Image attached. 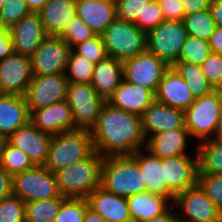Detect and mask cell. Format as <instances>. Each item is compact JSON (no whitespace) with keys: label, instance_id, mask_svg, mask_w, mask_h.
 I'll use <instances>...</instances> for the list:
<instances>
[{"label":"cell","instance_id":"obj_28","mask_svg":"<svg viewBox=\"0 0 222 222\" xmlns=\"http://www.w3.org/2000/svg\"><path fill=\"white\" fill-rule=\"evenodd\" d=\"M30 121V113L22 95L0 94V133L9 137Z\"/></svg>","mask_w":222,"mask_h":222},{"label":"cell","instance_id":"obj_1","mask_svg":"<svg viewBox=\"0 0 222 222\" xmlns=\"http://www.w3.org/2000/svg\"><path fill=\"white\" fill-rule=\"evenodd\" d=\"M90 134L94 150L102 157L132 156L146 146L141 116L116 108L107 101Z\"/></svg>","mask_w":222,"mask_h":222},{"label":"cell","instance_id":"obj_13","mask_svg":"<svg viewBox=\"0 0 222 222\" xmlns=\"http://www.w3.org/2000/svg\"><path fill=\"white\" fill-rule=\"evenodd\" d=\"M172 205L187 216L178 218L179 222H222V213L198 185L177 193Z\"/></svg>","mask_w":222,"mask_h":222},{"label":"cell","instance_id":"obj_40","mask_svg":"<svg viewBox=\"0 0 222 222\" xmlns=\"http://www.w3.org/2000/svg\"><path fill=\"white\" fill-rule=\"evenodd\" d=\"M0 222H26L25 202L14 194L1 200Z\"/></svg>","mask_w":222,"mask_h":222},{"label":"cell","instance_id":"obj_53","mask_svg":"<svg viewBox=\"0 0 222 222\" xmlns=\"http://www.w3.org/2000/svg\"><path fill=\"white\" fill-rule=\"evenodd\" d=\"M83 222H107L100 214L95 213L90 208L86 210Z\"/></svg>","mask_w":222,"mask_h":222},{"label":"cell","instance_id":"obj_18","mask_svg":"<svg viewBox=\"0 0 222 222\" xmlns=\"http://www.w3.org/2000/svg\"><path fill=\"white\" fill-rule=\"evenodd\" d=\"M30 122L52 136L76 130L72 110L66 101L34 110Z\"/></svg>","mask_w":222,"mask_h":222},{"label":"cell","instance_id":"obj_48","mask_svg":"<svg viewBox=\"0 0 222 222\" xmlns=\"http://www.w3.org/2000/svg\"><path fill=\"white\" fill-rule=\"evenodd\" d=\"M13 51V41L10 29H5L0 32V61L11 56Z\"/></svg>","mask_w":222,"mask_h":222},{"label":"cell","instance_id":"obj_11","mask_svg":"<svg viewBox=\"0 0 222 222\" xmlns=\"http://www.w3.org/2000/svg\"><path fill=\"white\" fill-rule=\"evenodd\" d=\"M71 48L56 35H47L31 58L33 75L64 74Z\"/></svg>","mask_w":222,"mask_h":222},{"label":"cell","instance_id":"obj_42","mask_svg":"<svg viewBox=\"0 0 222 222\" xmlns=\"http://www.w3.org/2000/svg\"><path fill=\"white\" fill-rule=\"evenodd\" d=\"M163 21L164 18L158 0H151L145 4L141 12V17H137L133 23L147 34Z\"/></svg>","mask_w":222,"mask_h":222},{"label":"cell","instance_id":"obj_34","mask_svg":"<svg viewBox=\"0 0 222 222\" xmlns=\"http://www.w3.org/2000/svg\"><path fill=\"white\" fill-rule=\"evenodd\" d=\"M96 64L86 57L70 51L65 71L69 83H90Z\"/></svg>","mask_w":222,"mask_h":222},{"label":"cell","instance_id":"obj_45","mask_svg":"<svg viewBox=\"0 0 222 222\" xmlns=\"http://www.w3.org/2000/svg\"><path fill=\"white\" fill-rule=\"evenodd\" d=\"M151 0H117V18L134 22L137 17H141V12L146 3Z\"/></svg>","mask_w":222,"mask_h":222},{"label":"cell","instance_id":"obj_36","mask_svg":"<svg viewBox=\"0 0 222 222\" xmlns=\"http://www.w3.org/2000/svg\"><path fill=\"white\" fill-rule=\"evenodd\" d=\"M0 165L12 176L33 168L35 165L23 151L7 142Z\"/></svg>","mask_w":222,"mask_h":222},{"label":"cell","instance_id":"obj_56","mask_svg":"<svg viewBox=\"0 0 222 222\" xmlns=\"http://www.w3.org/2000/svg\"><path fill=\"white\" fill-rule=\"evenodd\" d=\"M216 137L222 138V104H221L220 118L217 127Z\"/></svg>","mask_w":222,"mask_h":222},{"label":"cell","instance_id":"obj_21","mask_svg":"<svg viewBox=\"0 0 222 222\" xmlns=\"http://www.w3.org/2000/svg\"><path fill=\"white\" fill-rule=\"evenodd\" d=\"M155 100L185 111L195 101V98L184 79L170 66L158 85Z\"/></svg>","mask_w":222,"mask_h":222},{"label":"cell","instance_id":"obj_16","mask_svg":"<svg viewBox=\"0 0 222 222\" xmlns=\"http://www.w3.org/2000/svg\"><path fill=\"white\" fill-rule=\"evenodd\" d=\"M13 51L31 57L47 34L38 12H30L10 28Z\"/></svg>","mask_w":222,"mask_h":222},{"label":"cell","instance_id":"obj_20","mask_svg":"<svg viewBox=\"0 0 222 222\" xmlns=\"http://www.w3.org/2000/svg\"><path fill=\"white\" fill-rule=\"evenodd\" d=\"M86 200L88 207L107 222H133L126 197L113 194L100 186Z\"/></svg>","mask_w":222,"mask_h":222},{"label":"cell","instance_id":"obj_2","mask_svg":"<svg viewBox=\"0 0 222 222\" xmlns=\"http://www.w3.org/2000/svg\"><path fill=\"white\" fill-rule=\"evenodd\" d=\"M103 157L94 150L88 157L54 172L60 194L65 198L86 199L101 186Z\"/></svg>","mask_w":222,"mask_h":222},{"label":"cell","instance_id":"obj_8","mask_svg":"<svg viewBox=\"0 0 222 222\" xmlns=\"http://www.w3.org/2000/svg\"><path fill=\"white\" fill-rule=\"evenodd\" d=\"M13 194L24 202L53 197L60 194L55 174L45 166L35 165L29 170L13 175Z\"/></svg>","mask_w":222,"mask_h":222},{"label":"cell","instance_id":"obj_14","mask_svg":"<svg viewBox=\"0 0 222 222\" xmlns=\"http://www.w3.org/2000/svg\"><path fill=\"white\" fill-rule=\"evenodd\" d=\"M32 77L31 58L13 53L0 61V94L24 96Z\"/></svg>","mask_w":222,"mask_h":222},{"label":"cell","instance_id":"obj_33","mask_svg":"<svg viewBox=\"0 0 222 222\" xmlns=\"http://www.w3.org/2000/svg\"><path fill=\"white\" fill-rule=\"evenodd\" d=\"M187 34L209 41L216 27L209 9L187 14L183 20Z\"/></svg>","mask_w":222,"mask_h":222},{"label":"cell","instance_id":"obj_47","mask_svg":"<svg viewBox=\"0 0 222 222\" xmlns=\"http://www.w3.org/2000/svg\"><path fill=\"white\" fill-rule=\"evenodd\" d=\"M13 176L0 165V201L13 194Z\"/></svg>","mask_w":222,"mask_h":222},{"label":"cell","instance_id":"obj_51","mask_svg":"<svg viewBox=\"0 0 222 222\" xmlns=\"http://www.w3.org/2000/svg\"><path fill=\"white\" fill-rule=\"evenodd\" d=\"M209 11L215 25L222 27V0H211Z\"/></svg>","mask_w":222,"mask_h":222},{"label":"cell","instance_id":"obj_31","mask_svg":"<svg viewBox=\"0 0 222 222\" xmlns=\"http://www.w3.org/2000/svg\"><path fill=\"white\" fill-rule=\"evenodd\" d=\"M172 67L187 83V86L195 99L214 90L208 83L201 65L189 62H176Z\"/></svg>","mask_w":222,"mask_h":222},{"label":"cell","instance_id":"obj_15","mask_svg":"<svg viewBox=\"0 0 222 222\" xmlns=\"http://www.w3.org/2000/svg\"><path fill=\"white\" fill-rule=\"evenodd\" d=\"M52 137V135L37 129L29 121L12 133L8 137V142L27 154L34 165L44 166Z\"/></svg>","mask_w":222,"mask_h":222},{"label":"cell","instance_id":"obj_38","mask_svg":"<svg viewBox=\"0 0 222 222\" xmlns=\"http://www.w3.org/2000/svg\"><path fill=\"white\" fill-rule=\"evenodd\" d=\"M88 208L84 198H65L54 222H83Z\"/></svg>","mask_w":222,"mask_h":222},{"label":"cell","instance_id":"obj_49","mask_svg":"<svg viewBox=\"0 0 222 222\" xmlns=\"http://www.w3.org/2000/svg\"><path fill=\"white\" fill-rule=\"evenodd\" d=\"M185 15L209 9L211 0H181Z\"/></svg>","mask_w":222,"mask_h":222},{"label":"cell","instance_id":"obj_12","mask_svg":"<svg viewBox=\"0 0 222 222\" xmlns=\"http://www.w3.org/2000/svg\"><path fill=\"white\" fill-rule=\"evenodd\" d=\"M169 68L166 62L146 51L123 61V78L131 84L146 87L155 93Z\"/></svg>","mask_w":222,"mask_h":222},{"label":"cell","instance_id":"obj_52","mask_svg":"<svg viewBox=\"0 0 222 222\" xmlns=\"http://www.w3.org/2000/svg\"><path fill=\"white\" fill-rule=\"evenodd\" d=\"M170 209L171 207L163 214L143 222H179V216H177L178 214H174Z\"/></svg>","mask_w":222,"mask_h":222},{"label":"cell","instance_id":"obj_26","mask_svg":"<svg viewBox=\"0 0 222 222\" xmlns=\"http://www.w3.org/2000/svg\"><path fill=\"white\" fill-rule=\"evenodd\" d=\"M123 79V62L107 56L96 64L90 84L107 101Z\"/></svg>","mask_w":222,"mask_h":222},{"label":"cell","instance_id":"obj_25","mask_svg":"<svg viewBox=\"0 0 222 222\" xmlns=\"http://www.w3.org/2000/svg\"><path fill=\"white\" fill-rule=\"evenodd\" d=\"M189 136L187 128H174L150 136L144 147L161 159L186 155Z\"/></svg>","mask_w":222,"mask_h":222},{"label":"cell","instance_id":"obj_50","mask_svg":"<svg viewBox=\"0 0 222 222\" xmlns=\"http://www.w3.org/2000/svg\"><path fill=\"white\" fill-rule=\"evenodd\" d=\"M209 45L211 53L222 54V27L216 26L214 32L210 36Z\"/></svg>","mask_w":222,"mask_h":222},{"label":"cell","instance_id":"obj_10","mask_svg":"<svg viewBox=\"0 0 222 222\" xmlns=\"http://www.w3.org/2000/svg\"><path fill=\"white\" fill-rule=\"evenodd\" d=\"M69 81L64 74L33 75L24 94L29 113L66 101Z\"/></svg>","mask_w":222,"mask_h":222},{"label":"cell","instance_id":"obj_46","mask_svg":"<svg viewBox=\"0 0 222 222\" xmlns=\"http://www.w3.org/2000/svg\"><path fill=\"white\" fill-rule=\"evenodd\" d=\"M164 20L183 21L185 10L181 0H158Z\"/></svg>","mask_w":222,"mask_h":222},{"label":"cell","instance_id":"obj_29","mask_svg":"<svg viewBox=\"0 0 222 222\" xmlns=\"http://www.w3.org/2000/svg\"><path fill=\"white\" fill-rule=\"evenodd\" d=\"M168 200L170 198L149 191L127 197L132 221L143 222L163 214L169 209Z\"/></svg>","mask_w":222,"mask_h":222},{"label":"cell","instance_id":"obj_43","mask_svg":"<svg viewBox=\"0 0 222 222\" xmlns=\"http://www.w3.org/2000/svg\"><path fill=\"white\" fill-rule=\"evenodd\" d=\"M30 12L25 0H5L0 16L5 27L10 29Z\"/></svg>","mask_w":222,"mask_h":222},{"label":"cell","instance_id":"obj_27","mask_svg":"<svg viewBox=\"0 0 222 222\" xmlns=\"http://www.w3.org/2000/svg\"><path fill=\"white\" fill-rule=\"evenodd\" d=\"M47 35L59 36L76 13V0H47L38 11Z\"/></svg>","mask_w":222,"mask_h":222},{"label":"cell","instance_id":"obj_59","mask_svg":"<svg viewBox=\"0 0 222 222\" xmlns=\"http://www.w3.org/2000/svg\"><path fill=\"white\" fill-rule=\"evenodd\" d=\"M4 1L5 0H0V11H1L2 7H3Z\"/></svg>","mask_w":222,"mask_h":222},{"label":"cell","instance_id":"obj_5","mask_svg":"<svg viewBox=\"0 0 222 222\" xmlns=\"http://www.w3.org/2000/svg\"><path fill=\"white\" fill-rule=\"evenodd\" d=\"M101 36L107 56L122 62L147 51V34L133 22L116 18Z\"/></svg>","mask_w":222,"mask_h":222},{"label":"cell","instance_id":"obj_30","mask_svg":"<svg viewBox=\"0 0 222 222\" xmlns=\"http://www.w3.org/2000/svg\"><path fill=\"white\" fill-rule=\"evenodd\" d=\"M198 173L222 175V138L214 137L199 143Z\"/></svg>","mask_w":222,"mask_h":222},{"label":"cell","instance_id":"obj_4","mask_svg":"<svg viewBox=\"0 0 222 222\" xmlns=\"http://www.w3.org/2000/svg\"><path fill=\"white\" fill-rule=\"evenodd\" d=\"M222 104V90L214 89L210 93L196 98L184 111L185 127L190 137L201 142L216 137Z\"/></svg>","mask_w":222,"mask_h":222},{"label":"cell","instance_id":"obj_55","mask_svg":"<svg viewBox=\"0 0 222 222\" xmlns=\"http://www.w3.org/2000/svg\"><path fill=\"white\" fill-rule=\"evenodd\" d=\"M7 142H8V137L4 135L3 133H0V159H1L2 153L4 152Z\"/></svg>","mask_w":222,"mask_h":222},{"label":"cell","instance_id":"obj_57","mask_svg":"<svg viewBox=\"0 0 222 222\" xmlns=\"http://www.w3.org/2000/svg\"><path fill=\"white\" fill-rule=\"evenodd\" d=\"M5 29H7V28L5 27V25H4L3 21H2V18L0 16V32L5 30Z\"/></svg>","mask_w":222,"mask_h":222},{"label":"cell","instance_id":"obj_24","mask_svg":"<svg viewBox=\"0 0 222 222\" xmlns=\"http://www.w3.org/2000/svg\"><path fill=\"white\" fill-rule=\"evenodd\" d=\"M76 13L98 35L117 18L116 3L100 0H76Z\"/></svg>","mask_w":222,"mask_h":222},{"label":"cell","instance_id":"obj_17","mask_svg":"<svg viewBox=\"0 0 222 222\" xmlns=\"http://www.w3.org/2000/svg\"><path fill=\"white\" fill-rule=\"evenodd\" d=\"M195 154L194 158H189L188 155L164 158V179L175 194L197 185V151Z\"/></svg>","mask_w":222,"mask_h":222},{"label":"cell","instance_id":"obj_37","mask_svg":"<svg viewBox=\"0 0 222 222\" xmlns=\"http://www.w3.org/2000/svg\"><path fill=\"white\" fill-rule=\"evenodd\" d=\"M96 35L97 33H95L86 23H84L78 16H75L68 22L59 36L63 38L72 49L75 45L89 40Z\"/></svg>","mask_w":222,"mask_h":222},{"label":"cell","instance_id":"obj_22","mask_svg":"<svg viewBox=\"0 0 222 222\" xmlns=\"http://www.w3.org/2000/svg\"><path fill=\"white\" fill-rule=\"evenodd\" d=\"M154 101L155 93L151 89L131 84L124 79L107 100L112 106L139 116H142Z\"/></svg>","mask_w":222,"mask_h":222},{"label":"cell","instance_id":"obj_7","mask_svg":"<svg viewBox=\"0 0 222 222\" xmlns=\"http://www.w3.org/2000/svg\"><path fill=\"white\" fill-rule=\"evenodd\" d=\"M187 36L183 21L164 20L147 33V51L173 66L179 59Z\"/></svg>","mask_w":222,"mask_h":222},{"label":"cell","instance_id":"obj_54","mask_svg":"<svg viewBox=\"0 0 222 222\" xmlns=\"http://www.w3.org/2000/svg\"><path fill=\"white\" fill-rule=\"evenodd\" d=\"M25 2L31 12H38L43 8L47 0H25Z\"/></svg>","mask_w":222,"mask_h":222},{"label":"cell","instance_id":"obj_3","mask_svg":"<svg viewBox=\"0 0 222 222\" xmlns=\"http://www.w3.org/2000/svg\"><path fill=\"white\" fill-rule=\"evenodd\" d=\"M101 187L126 198L146 191L142 172L131 156L103 157Z\"/></svg>","mask_w":222,"mask_h":222},{"label":"cell","instance_id":"obj_41","mask_svg":"<svg viewBox=\"0 0 222 222\" xmlns=\"http://www.w3.org/2000/svg\"><path fill=\"white\" fill-rule=\"evenodd\" d=\"M72 50L95 64L107 57L103 38L98 34L89 40L75 45Z\"/></svg>","mask_w":222,"mask_h":222},{"label":"cell","instance_id":"obj_39","mask_svg":"<svg viewBox=\"0 0 222 222\" xmlns=\"http://www.w3.org/2000/svg\"><path fill=\"white\" fill-rule=\"evenodd\" d=\"M197 185L222 213V175L198 173Z\"/></svg>","mask_w":222,"mask_h":222},{"label":"cell","instance_id":"obj_9","mask_svg":"<svg viewBox=\"0 0 222 222\" xmlns=\"http://www.w3.org/2000/svg\"><path fill=\"white\" fill-rule=\"evenodd\" d=\"M66 102L72 110L75 129L91 131L106 101L90 83H69Z\"/></svg>","mask_w":222,"mask_h":222},{"label":"cell","instance_id":"obj_44","mask_svg":"<svg viewBox=\"0 0 222 222\" xmlns=\"http://www.w3.org/2000/svg\"><path fill=\"white\" fill-rule=\"evenodd\" d=\"M201 68L212 88L222 90V54L211 53Z\"/></svg>","mask_w":222,"mask_h":222},{"label":"cell","instance_id":"obj_58","mask_svg":"<svg viewBox=\"0 0 222 222\" xmlns=\"http://www.w3.org/2000/svg\"><path fill=\"white\" fill-rule=\"evenodd\" d=\"M100 1H105V2H109V3H117V0H100Z\"/></svg>","mask_w":222,"mask_h":222},{"label":"cell","instance_id":"obj_32","mask_svg":"<svg viewBox=\"0 0 222 222\" xmlns=\"http://www.w3.org/2000/svg\"><path fill=\"white\" fill-rule=\"evenodd\" d=\"M65 197L25 202L26 222H54Z\"/></svg>","mask_w":222,"mask_h":222},{"label":"cell","instance_id":"obj_6","mask_svg":"<svg viewBox=\"0 0 222 222\" xmlns=\"http://www.w3.org/2000/svg\"><path fill=\"white\" fill-rule=\"evenodd\" d=\"M94 151L90 131L76 129L54 135L45 167L53 173L83 160Z\"/></svg>","mask_w":222,"mask_h":222},{"label":"cell","instance_id":"obj_35","mask_svg":"<svg viewBox=\"0 0 222 222\" xmlns=\"http://www.w3.org/2000/svg\"><path fill=\"white\" fill-rule=\"evenodd\" d=\"M210 54L211 49L208 41L188 35L177 62L202 65Z\"/></svg>","mask_w":222,"mask_h":222},{"label":"cell","instance_id":"obj_23","mask_svg":"<svg viewBox=\"0 0 222 222\" xmlns=\"http://www.w3.org/2000/svg\"><path fill=\"white\" fill-rule=\"evenodd\" d=\"M140 151H136L131 157L139 165L146 191L166 196L174 201L176 194L167 186L164 179V158L153 155L147 149L146 153Z\"/></svg>","mask_w":222,"mask_h":222},{"label":"cell","instance_id":"obj_19","mask_svg":"<svg viewBox=\"0 0 222 222\" xmlns=\"http://www.w3.org/2000/svg\"><path fill=\"white\" fill-rule=\"evenodd\" d=\"M142 129L146 140L174 128H186L184 110L172 108L155 100L143 113Z\"/></svg>","mask_w":222,"mask_h":222}]
</instances>
